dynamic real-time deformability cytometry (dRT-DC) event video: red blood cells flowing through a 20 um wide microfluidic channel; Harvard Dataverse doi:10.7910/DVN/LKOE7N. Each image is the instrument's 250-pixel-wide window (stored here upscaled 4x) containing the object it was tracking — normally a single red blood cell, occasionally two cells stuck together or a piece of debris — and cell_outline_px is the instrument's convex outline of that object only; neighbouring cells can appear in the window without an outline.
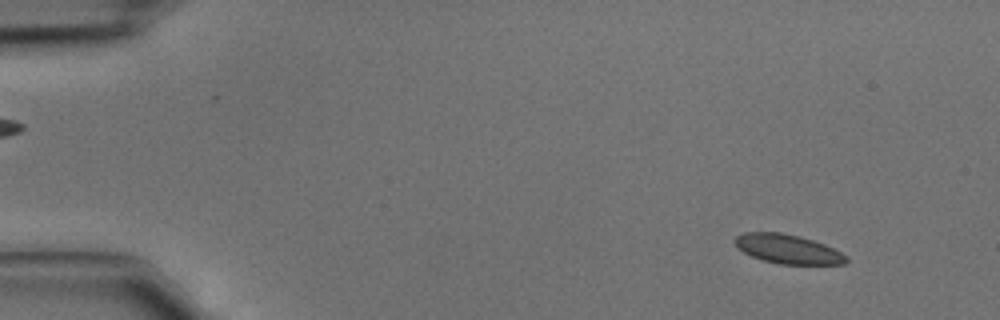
{"species": "common noctule bat (a hibernating species)", "species_latin": "Nyctalus noctula", "temperature_condition": "cold", "stored_images_in_passage": 45, "camera_frame_rate_fps": 3000, "um_per_image_px": 0.085, "animal": {"sex": "male", "body_mass_g": 15.6}, "frame": {"image": 1, "passage_image": 4, "time_ms": 1.0, "image_size_px": [1000, 320], "cell_outline_px": [[848, 260], [844, 264], [780, 264], [764, 260], [752, 256], [744, 252], [736, 244], [736, 236], [744, 232], [780, 232], [800, 236], [824, 244], [848, 256]], "centroid_in_image_um": [66.99, 21.16], "position_along_channel_um": 18.0, "area_um2": 18.67}}
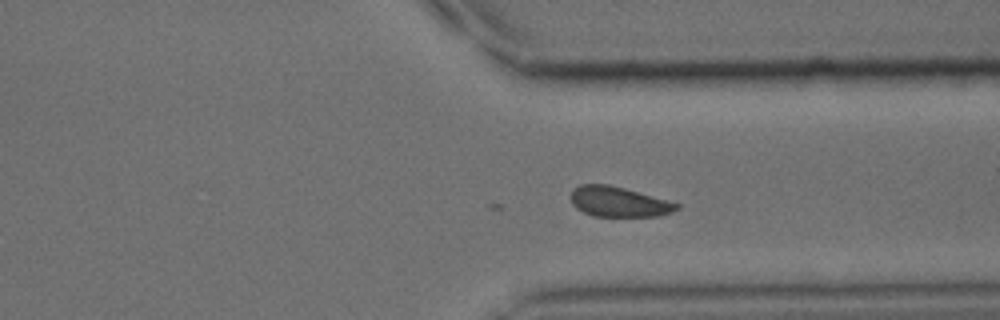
{"frame": {"image": 2, "passage_image": 34, "time_ms": 11.0, "image_size_px": [1000, 320], "cell_outline_px": [[680, 208], [672, 212], [660, 216], [592, 216], [576, 208], [572, 204], [572, 188], [580, 184], [608, 184], [624, 188], [680, 204]], "centroid_in_image_um": [52.58, 17.15], "position_along_channel_um": 358.8, "area_um2": 18.5}}
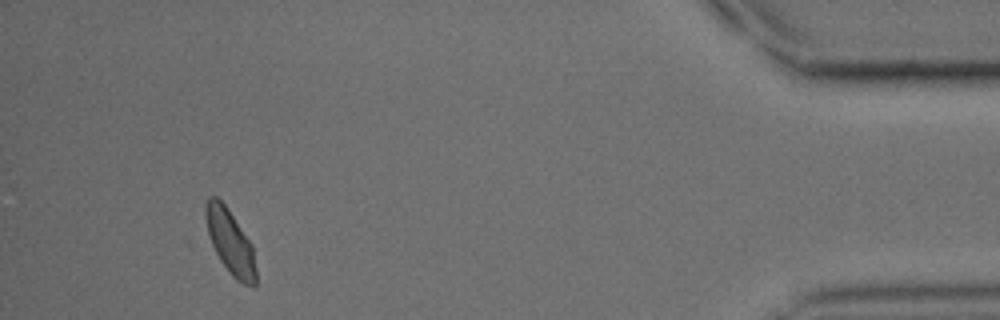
{"frame": {"image": 3, "passage_image": 42, "time_ms": 13.667, "image_size_px": [1000, 320], "cell_outline_px": [[256, 284], [244, 284], [236, 280], [228, 272], [220, 260], [212, 244], [208, 232], [204, 212], [204, 204], [208, 196], [216, 196], [224, 204], [252, 244], [256, 268]], "centroid_in_image_um": [19.55, 20.55], "position_along_channel_um": 415.6, "area_um2": 18.73}}